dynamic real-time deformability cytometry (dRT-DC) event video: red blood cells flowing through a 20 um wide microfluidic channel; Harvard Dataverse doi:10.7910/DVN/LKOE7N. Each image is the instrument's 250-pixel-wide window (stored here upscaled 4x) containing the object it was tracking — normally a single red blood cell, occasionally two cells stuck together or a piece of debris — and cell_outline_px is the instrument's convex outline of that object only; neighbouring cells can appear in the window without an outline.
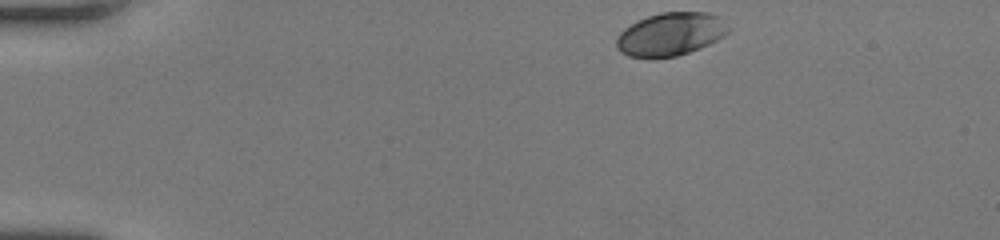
{"species": "human", "species_latin": "Homo sapiens", "temperature_condition": "room temperature", "stored_images_in_passage": 42, "camera_frame_rate_fps": 3000, "um_per_image_px": 0.085, "donor": {"sex": "female"}, "frame": {"image": 1, "passage_image": 1, "time_ms": 0.0, "image_size_px": [1000, 240], "cell_outline_px": [[732, 28], [724, 36], [700, 48], [676, 56], [628, 56], [620, 52], [616, 48], [616, 36], [624, 28], [648, 16], [660, 12], [708, 12], [716, 16]], "centroid_in_image_um": [57.0, 2.89], "position_along_channel_um": 28.0, "area_um2": 27.74}}
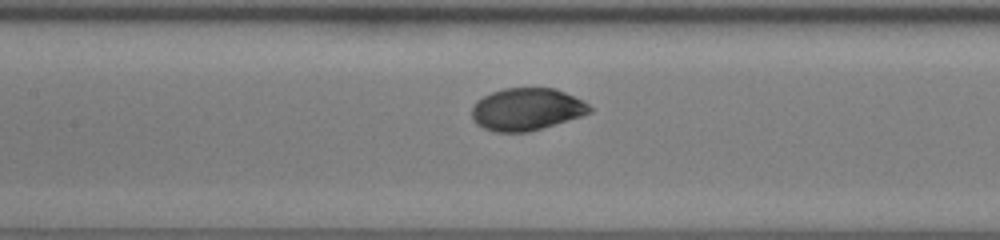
{"frame": {"image": 2, "passage_image": 17, "time_ms": 5.333, "image_size_px": [1000, 240], "cell_outline_px": [[592, 112], [580, 116], [528, 132], [492, 132], [476, 124], [472, 120], [472, 108], [476, 100], [492, 92], [504, 88], [556, 88], [588, 104], [592, 108]], "centroid_in_image_um": [44.71, 9.29], "position_along_channel_um": 162.7, "area_um2": 28.9}}
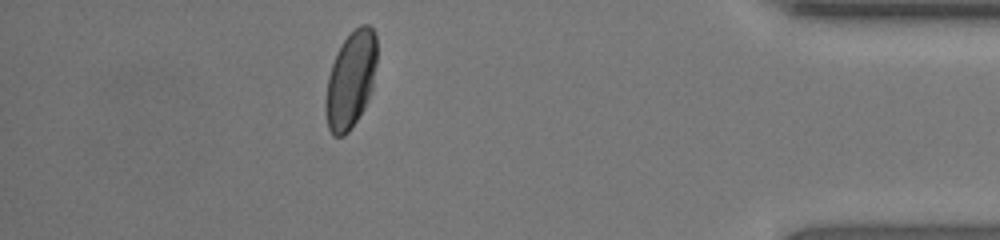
{"frame": {"image": 3, "passage_image": 37, "time_ms": 12.0, "image_size_px": [1000, 240], "cell_outline_px": [[376, 64], [372, 88], [364, 108], [348, 132], [344, 136], [332, 136], [328, 128], [324, 108], [324, 100], [328, 76], [332, 64], [340, 44], [360, 24], [368, 24], [372, 28], [376, 36]], "centroid_in_image_um": [29.79, 6.8], "position_along_channel_um": 405.4, "area_um2": 28.96}, "authors_computed_cell_mechanics": {"area_um2": 28.9578, "velocity_mm_per_s": 4.2302, "shape_relaxation_time_tau1_ms": 1.9763, "shape_relaxation_time_tau2_ms": null, "deformation_change_tau1": 0.1125, "deformation_change_tau2": null}}